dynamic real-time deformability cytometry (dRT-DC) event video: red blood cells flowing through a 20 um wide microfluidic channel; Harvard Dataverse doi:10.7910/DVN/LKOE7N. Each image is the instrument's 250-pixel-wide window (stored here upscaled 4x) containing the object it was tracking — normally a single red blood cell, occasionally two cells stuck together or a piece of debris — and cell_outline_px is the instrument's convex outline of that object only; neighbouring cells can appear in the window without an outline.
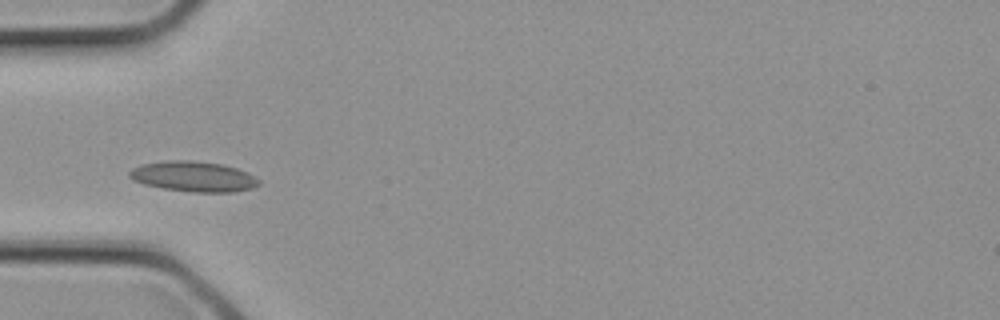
{"species": "common noctule bat (a hibernating species)", "species_latin": "Nyctalus noctula", "temperature_condition": "cold", "stored_images_in_passage": 3, "camera_frame_rate_fps": 3000, "um_per_image_px": 0.085, "animal": {"sex": "female", "body_mass_g": 21.9}, "frame": {"image": 1, "passage_image": 3, "time_ms": 0.667, "image_size_px": [1000, 320], "cell_outline_px": [[260, 184], [252, 188], [232, 192], [192, 192], [164, 188], [144, 184], [132, 180], [128, 176], [128, 172], [132, 168], [140, 164], [168, 160], [192, 160], [220, 164], [236, 168], [260, 180]], "centroid_in_image_um": [16.39, 15.0], "position_along_channel_um": 68.6, "area_um2": 22.77}}